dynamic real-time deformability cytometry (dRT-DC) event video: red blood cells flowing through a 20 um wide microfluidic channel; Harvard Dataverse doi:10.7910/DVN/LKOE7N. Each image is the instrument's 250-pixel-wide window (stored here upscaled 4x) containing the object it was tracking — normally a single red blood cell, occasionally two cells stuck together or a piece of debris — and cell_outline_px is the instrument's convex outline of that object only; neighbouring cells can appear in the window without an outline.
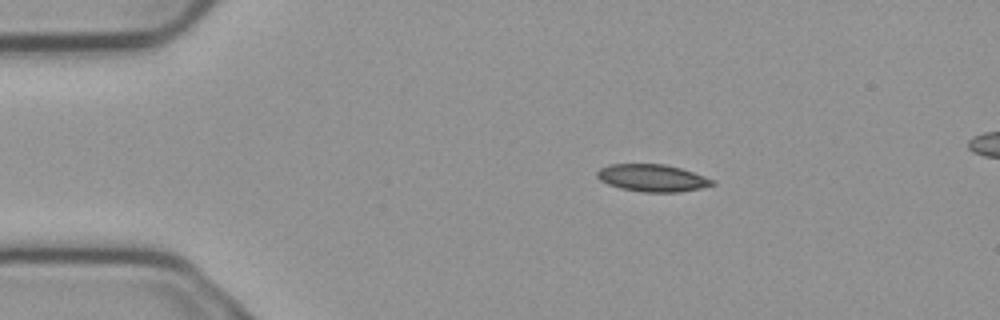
{"species": "common noctule bat (a hibernating species)", "species_latin": "Nyctalus noctula", "temperature_condition": "cold", "stored_images_in_passage": 4, "camera_frame_rate_fps": 3000, "um_per_image_px": 0.085, "animal": {"sex": "male", "body_mass_g": 23.1, "forearm_length_mm": 52.7}, "frame": {"image": 1, "passage_image": 2, "time_ms": 0.333, "image_size_px": [1000, 320], "cell_outline_px": [[716, 184], [700, 188], [680, 192], [644, 192], [620, 188], [608, 184], [600, 180], [596, 176], [596, 172], [600, 168], [608, 164], [664, 164], [680, 168], [716, 180]], "centroid_in_image_um": [55.44, 15.12], "position_along_channel_um": 29.6, "area_um2": 18.32}}